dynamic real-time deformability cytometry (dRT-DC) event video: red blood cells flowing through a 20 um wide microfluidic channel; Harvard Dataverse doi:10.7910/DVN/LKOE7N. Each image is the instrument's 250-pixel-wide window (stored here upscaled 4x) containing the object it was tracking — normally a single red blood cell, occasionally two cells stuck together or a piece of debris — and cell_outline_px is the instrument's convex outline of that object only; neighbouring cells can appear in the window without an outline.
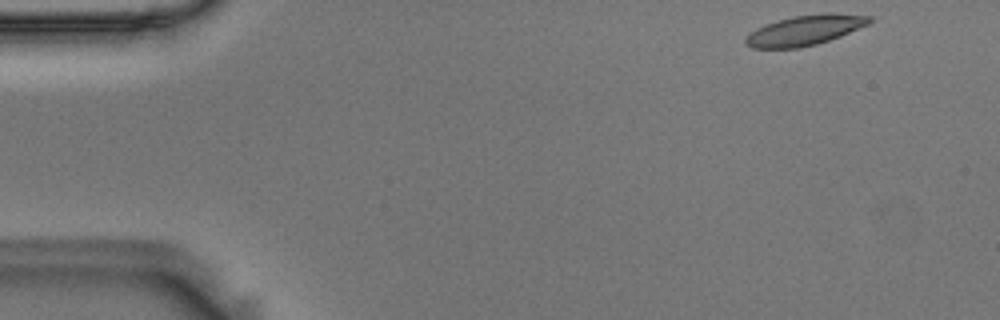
{"species": "Egyptian fruit bat (a non-hibernating species)", "species_latin": "Rousettus aegyptiacus", "temperature_condition": "room temperature", "stored_images_in_passage": 52, "camera_frame_rate_fps": 3000, "um_per_image_px": 0.085, "animal": {"sex": "male"}, "frame": {"image": 1, "passage_image": 1, "time_ms": 0.0, "image_size_px": [1000, 320], "cell_outline_px": [[872, 20], [868, 24], [840, 36], [816, 44], [800, 48], [752, 48], [744, 44], [744, 40], [756, 28], [764, 24], [776, 20], [792, 16], [828, 12], [832, 12], [872, 16]], "centroid_in_image_um": [68.41, 2.56], "position_along_channel_um": 16.6, "area_um2": 21.79}}
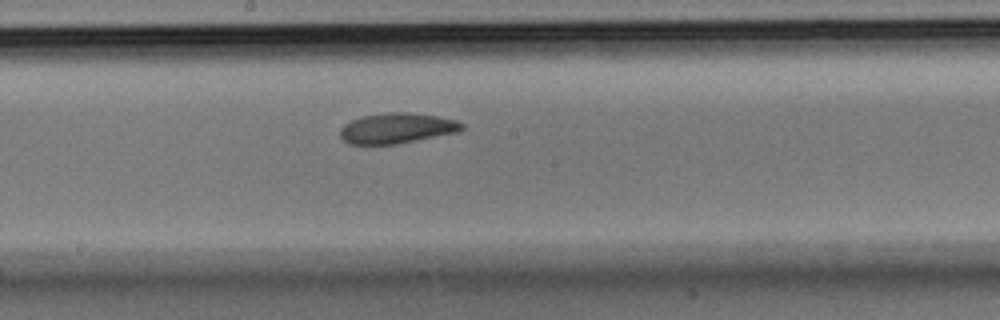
{"frame": {"image": 2, "passage_image": 26, "time_ms": 8.333, "image_size_px": [1000, 320], "cell_outline_px": [[464, 128], [456, 132], [396, 144], [348, 144], [340, 136], [340, 128], [344, 124], [360, 116], [388, 112], [408, 112], [436, 116], [456, 120], [464, 124]], "centroid_in_image_um": [33.7, 10.89], "position_along_channel_um": 214.5, "area_um2": 21.44}}
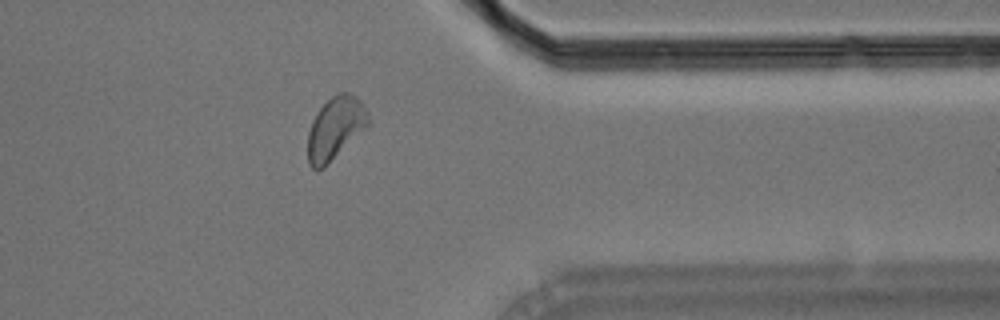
{"frame": {"image": 3, "passage_image": 41, "time_ms": 13.333, "image_size_px": [1000, 320], "cell_outline_px": [[368, 128], [324, 168], [316, 172], [308, 164], [308, 132], [312, 120], [316, 112], [332, 96], [340, 92], [348, 92], [356, 96], [364, 104], [368, 112]], "centroid_in_image_um": [28.51, 10.93], "position_along_channel_um": 382.9, "area_um2": 22.48}, "authors_computed_cell_mechanics": {"area_um2": 21.675, "velocity_mm_per_s": 3.5823, "shape_relaxation_time_tau1_ms": 3.2677, "shape_relaxation_time_tau2_ms": 2.4579, "deformation_change_tau1": 0.124, "deformation_change_tau2": 0.0887}}